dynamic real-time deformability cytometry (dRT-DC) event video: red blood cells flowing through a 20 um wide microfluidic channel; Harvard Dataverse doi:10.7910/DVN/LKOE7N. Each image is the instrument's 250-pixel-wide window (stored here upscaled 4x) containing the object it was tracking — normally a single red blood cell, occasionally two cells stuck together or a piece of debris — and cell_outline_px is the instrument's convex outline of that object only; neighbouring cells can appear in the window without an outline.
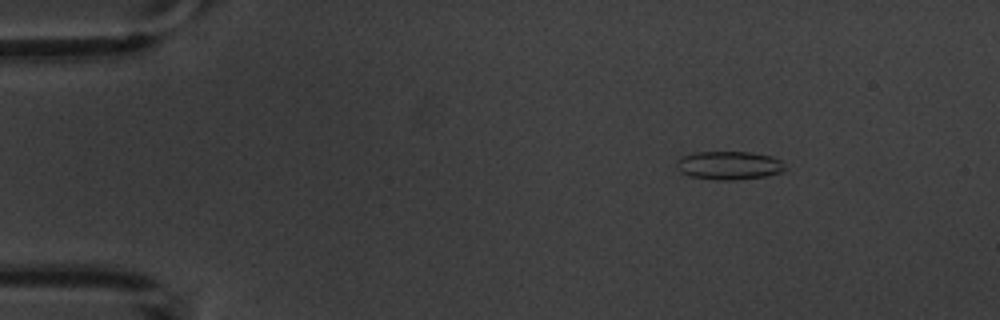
{"species": "common noctule bat (a hibernating species)", "species_latin": "Nyctalus noctula", "temperature_condition": "warm", "stored_images_in_passage": 7, "camera_frame_rate_fps": 3000, "um_per_image_px": 0.085, "animal": {"sex": "male", "body_mass_g": 20.1, "forearm_length_mm": 53.5}, "frame": {"image": 1, "passage_image": 3, "time_ms": 2.333, "image_size_px": [1000, 320], "cell_outline_px": [[784, 172], [768, 176], [736, 180], [716, 180], [692, 176], [680, 172], [676, 164], [684, 156], [696, 152], [748, 152], [772, 156], [780, 160], [784, 168]], "centroid_in_image_um": [62.01, 14.07], "position_along_channel_um": 23.0, "area_um2": 17.8}}